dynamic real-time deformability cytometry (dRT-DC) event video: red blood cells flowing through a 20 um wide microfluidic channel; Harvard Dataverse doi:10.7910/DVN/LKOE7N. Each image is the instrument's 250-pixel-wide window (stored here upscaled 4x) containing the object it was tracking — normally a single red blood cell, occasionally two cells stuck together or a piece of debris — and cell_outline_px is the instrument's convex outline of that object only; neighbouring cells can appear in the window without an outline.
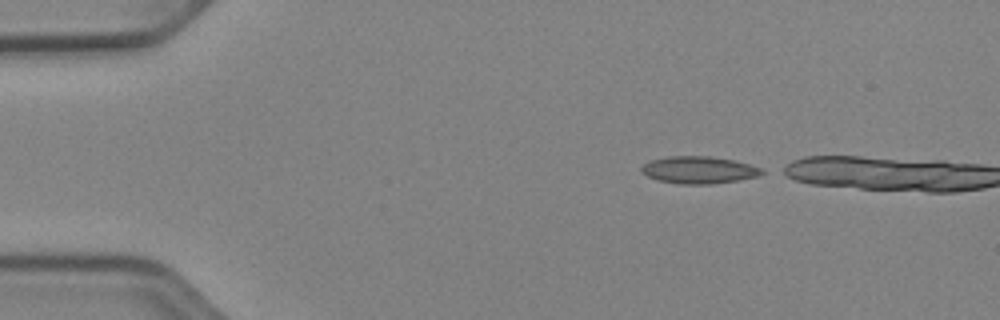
{"species": "Egyptian fruit bat (a non-hibernating species)", "species_latin": "Rousettus aegyptiacus", "temperature_condition": "cold", "stored_images_in_passage": 3, "camera_frame_rate_fps": 3000, "um_per_image_px": 0.085, "animal": {"sex": "female"}, "frame": {"image": 1, "passage_image": 1, "time_ms": 0.0, "image_size_px": [1000, 320], "cell_outline_px": [[764, 172], [756, 176], [740, 180], [712, 184], [680, 184], [656, 180], [640, 172], [640, 168], [644, 164], [652, 160], [668, 156], [708, 156], [732, 160], [764, 168]], "centroid_in_image_um": [59.38, 14.45], "position_along_channel_um": 25.6, "area_um2": 19.07}}